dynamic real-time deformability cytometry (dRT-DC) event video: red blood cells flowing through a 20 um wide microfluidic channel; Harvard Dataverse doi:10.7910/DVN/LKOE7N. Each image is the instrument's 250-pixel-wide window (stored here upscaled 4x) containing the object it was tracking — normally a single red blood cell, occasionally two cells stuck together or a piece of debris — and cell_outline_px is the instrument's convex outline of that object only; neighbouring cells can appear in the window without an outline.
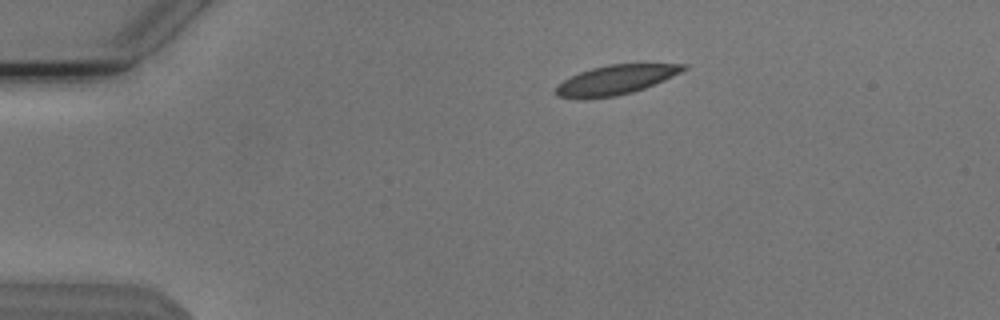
{"species": "Egyptian fruit bat (a non-hibernating species)", "species_latin": "Rousettus aegyptiacus", "temperature_condition": "cold", "stored_images_in_passage": 46, "camera_frame_rate_fps": 3000, "um_per_image_px": 0.085, "animal": {"sex": "male"}, "frame": {"image": 1, "passage_image": 1, "time_ms": 0.0, "image_size_px": [1000, 320], "cell_outline_px": [[688, 68], [664, 80], [644, 88], [632, 92], [616, 96], [556, 96], [556, 88], [564, 80], [580, 72], [592, 68], [608, 64], [688, 64]], "centroid_in_image_um": [52.42, 6.74], "position_along_channel_um": 32.6, "area_um2": 20.92}}
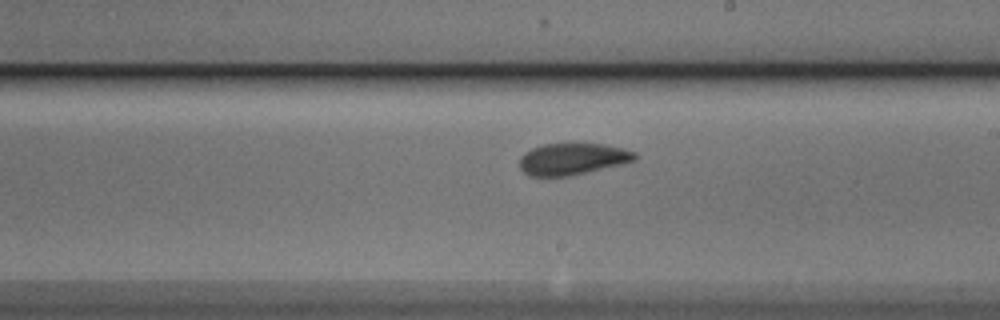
{"frame": {"image": 2, "passage_image": 22, "time_ms": 7.0, "image_size_px": [1000, 320], "cell_outline_px": [[636, 160], [620, 164], [568, 176], [528, 176], [520, 168], [520, 156], [524, 152], [532, 148], [544, 144], [604, 144], [624, 148], [636, 152]], "centroid_in_image_um": [48.64, 13.51], "position_along_channel_um": 240.4, "area_um2": 21.1}}
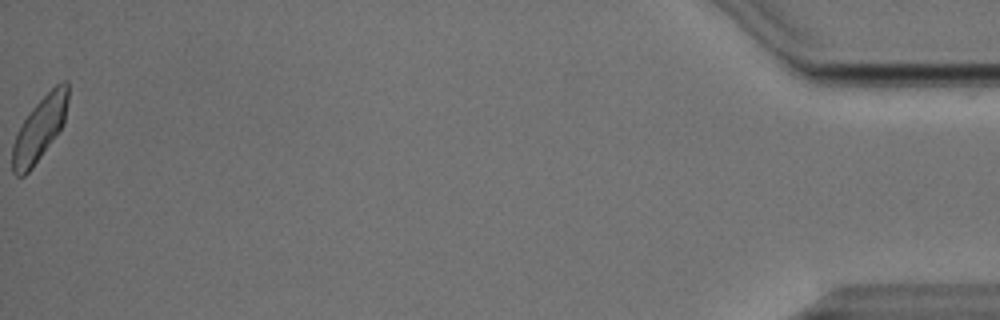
{"frame": {"image": 3, "passage_image": 45, "time_ms": 14.667, "image_size_px": [1000, 320], "cell_outline_px": [[68, 100], [64, 124], [32, 168], [24, 176], [16, 176], [12, 172], [12, 144], [28, 112], [56, 84], [64, 80], [68, 80]], "centroid_in_image_um": [3.37, 10.95], "position_along_channel_um": 431.8, "area_um2": 20.46}}